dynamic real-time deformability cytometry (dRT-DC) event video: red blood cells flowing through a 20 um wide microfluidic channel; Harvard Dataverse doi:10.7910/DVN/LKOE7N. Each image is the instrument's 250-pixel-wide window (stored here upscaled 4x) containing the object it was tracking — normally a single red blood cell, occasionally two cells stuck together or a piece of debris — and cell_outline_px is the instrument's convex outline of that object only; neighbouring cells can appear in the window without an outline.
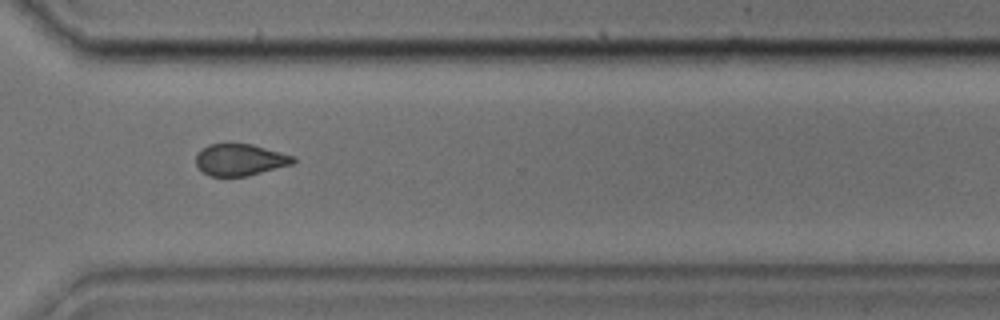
{"species": "common noctule bat (a hibernating species)", "species_latin": "Nyctalus noctula", "temperature_condition": "cold", "stored_images_in_passage": 43, "camera_frame_rate_fps": 3000, "um_per_image_px": 0.085, "animal": {"sex": "male", "body_mass_g": 17.9, "forearm_length_mm": 54.2}, "frame": {"image": 1, "passage_image": 31, "time_ms": 10.0, "image_size_px": [1000, 320], "cell_outline_px": [[296, 160], [292, 164], [248, 176], [208, 176], [196, 164], [196, 156], [200, 148], [208, 144], [252, 144], [296, 156]], "centroid_in_image_um": [20.41, 13.57], "position_along_channel_um": 350.2, "area_um2": 18.03}}